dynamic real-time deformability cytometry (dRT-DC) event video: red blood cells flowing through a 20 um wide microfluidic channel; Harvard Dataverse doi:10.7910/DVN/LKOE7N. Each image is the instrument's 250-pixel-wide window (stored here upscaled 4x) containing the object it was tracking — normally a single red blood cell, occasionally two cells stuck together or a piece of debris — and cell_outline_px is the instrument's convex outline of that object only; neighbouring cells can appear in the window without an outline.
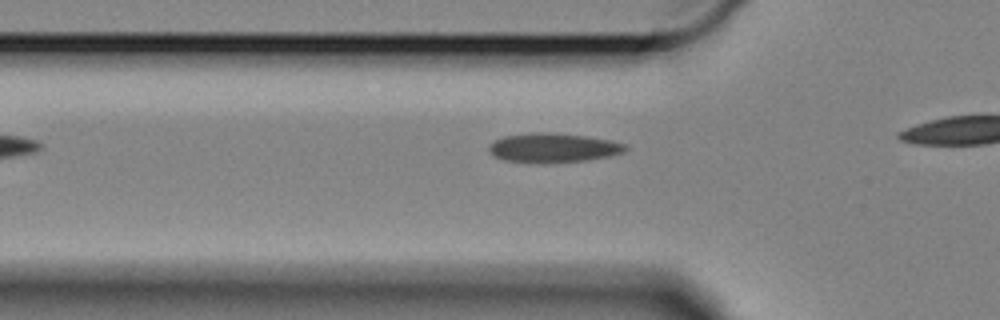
{"species": "Egyptian fruit bat (a non-hibernating species)", "species_latin": "Rousettus aegyptiacus", "temperature_condition": "cold", "stored_images_in_passage": 11, "camera_frame_rate_fps": 3000, "um_per_image_px": 0.085, "animal": {"sex": "female"}, "frame": {"image": 1, "passage_image": 5, "time_ms": 1.333, "image_size_px": [1000, 320], "cell_outline_px": [[628, 148], [624, 152], [612, 156], [584, 160], [552, 164], [536, 164], [504, 160], [492, 156], [488, 152], [488, 148], [496, 140], [504, 136], [532, 132], [552, 132], [584, 136], [612, 140], [624, 144]], "centroid_in_image_um": [47.0, 12.58], "position_along_channel_um": 78.8, "area_um2": 23.76}}
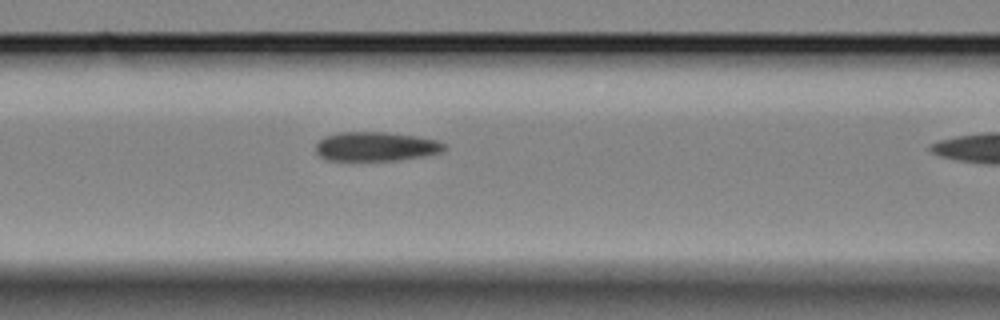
{"frame": {"image": 2, "passage_image": 10, "time_ms": 3.0, "image_size_px": [1000, 320], "cell_outline_px": [[444, 148], [440, 152], [424, 156], [396, 160], [328, 160], [320, 156], [316, 152], [316, 144], [324, 136], [340, 132], [388, 132], [416, 136], [436, 140], [444, 144]], "centroid_in_image_um": [31.92, 12.44], "position_along_channel_um": 134.7, "area_um2": 21.68}}